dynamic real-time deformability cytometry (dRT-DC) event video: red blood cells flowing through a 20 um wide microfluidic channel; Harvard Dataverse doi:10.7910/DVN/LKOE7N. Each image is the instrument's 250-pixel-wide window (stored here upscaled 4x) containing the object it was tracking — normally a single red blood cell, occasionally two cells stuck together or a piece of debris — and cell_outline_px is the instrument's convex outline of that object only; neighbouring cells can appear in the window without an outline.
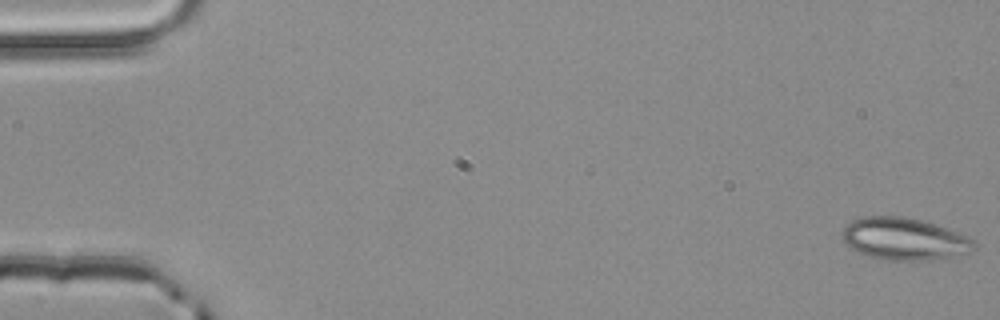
{"species": "common noctule bat (a hibernating species)", "species_latin": "Nyctalus noctula", "temperature_condition": "room temperature", "stored_images_in_passage": 6, "camera_frame_rate_fps": 3000, "um_per_image_px": 0.085, "animal": {"sex": "male", "body_mass_g": 20.4}, "frame": {"image": 1, "passage_image": 1, "time_ms": 0.0, "image_size_px": [1000, 320], "cell_outline_px": [[976, 248], [968, 252], [948, 256], [920, 260], [884, 260], [868, 256], [852, 248], [844, 240], [844, 228], [852, 220], [864, 216], [904, 216], [924, 220], [968, 236], [976, 240]], "centroid_in_image_um": [76.88, 20.29], "position_along_channel_um": 8.1, "area_um2": 32.02}}